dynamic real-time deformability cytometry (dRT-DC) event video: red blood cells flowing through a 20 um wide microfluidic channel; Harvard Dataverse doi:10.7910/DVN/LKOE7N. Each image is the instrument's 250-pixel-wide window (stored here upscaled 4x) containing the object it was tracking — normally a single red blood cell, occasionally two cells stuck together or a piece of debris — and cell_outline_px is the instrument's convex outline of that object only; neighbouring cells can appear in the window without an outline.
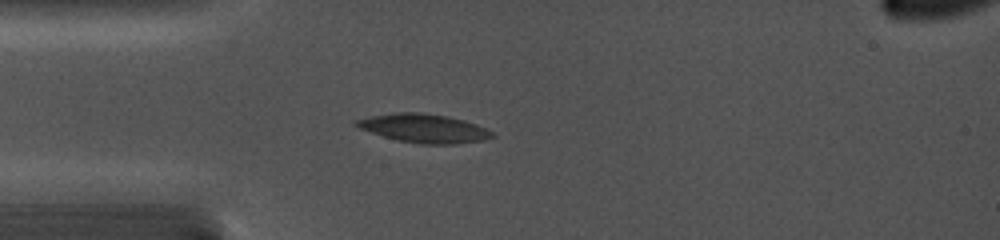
{"species": "common noctule bat (a hibernating species)", "species_latin": "Nyctalus noctula", "temperature_condition": "cold", "stored_images_in_passage": 21, "camera_frame_rate_fps": 5000, "um_per_image_px": 0.085, "animal": {"sex": "female", "body_mass_g": 19.0, "forearm_length_mm": 56.7}, "frame": {"image": 1, "passage_image": 4, "time_ms": 1.8, "image_size_px": [1000, 240], "cell_outline_px": [[496, 136], [484, 140], [456, 144], [420, 144], [396, 140], [360, 128], [352, 124], [352, 120], [372, 116], [396, 112], [420, 112], [448, 116], [464, 120], [476, 124], [492, 132]], "centroid_in_image_um": [36.02, 10.9], "position_along_channel_um": 49.0, "area_um2": 22.72}}
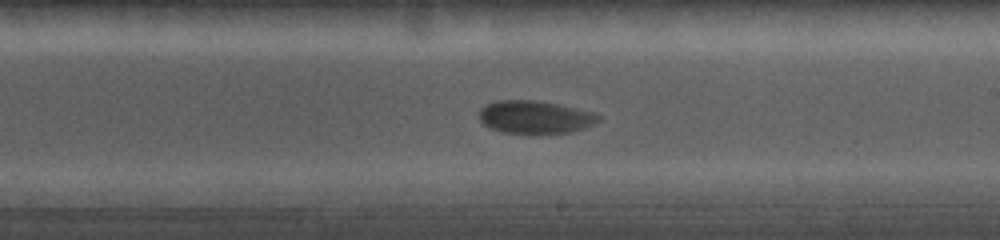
{"frame": {"image": 2, "passage_image": 12, "time_ms": 7.2, "image_size_px": [1000, 240], "cell_outline_px": [[600, 120], [596, 124], [572, 132], [504, 132], [492, 128], [484, 124], [480, 120], [480, 108], [496, 100], [532, 100], [556, 104], [596, 112], [600, 116]], "centroid_in_image_um": [45.52, 9.93], "position_along_channel_um": 243.5, "area_um2": 22.43}}
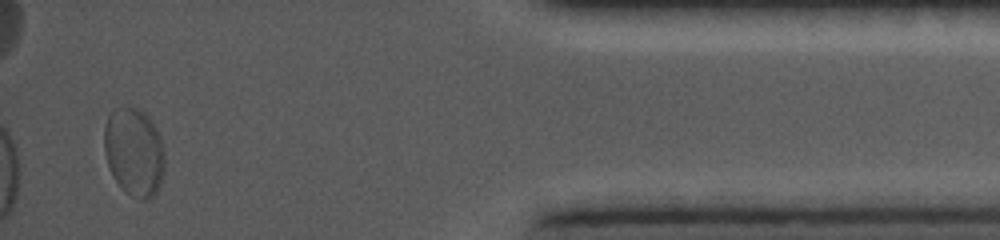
{"frame": {"image": 3, "passage_image": 21, "time_ms": 13.0, "image_size_px": [1000, 240], "cell_outline_px": [[164, 168], [160, 184], [156, 192], [148, 200], [144, 200], [132, 196], [124, 192], [120, 188], [108, 164], [104, 152], [104, 124], [108, 116], [116, 108], [140, 108], [148, 116], [160, 136], [164, 152]], "centroid_in_image_um": [11.39, 12.92], "position_along_channel_um": 423.8, "area_um2": 31.1}, "authors_computed_cell_mechanics": {"area_um2": 23.0044, "velocity_mm_per_s": 3.795, "shape_relaxation_time_tau1_ms": 1.8203, "shape_relaxation_time_tau2_ms": null, "deformation_change_tau1": 0.0594, "deformation_change_tau2": null}}